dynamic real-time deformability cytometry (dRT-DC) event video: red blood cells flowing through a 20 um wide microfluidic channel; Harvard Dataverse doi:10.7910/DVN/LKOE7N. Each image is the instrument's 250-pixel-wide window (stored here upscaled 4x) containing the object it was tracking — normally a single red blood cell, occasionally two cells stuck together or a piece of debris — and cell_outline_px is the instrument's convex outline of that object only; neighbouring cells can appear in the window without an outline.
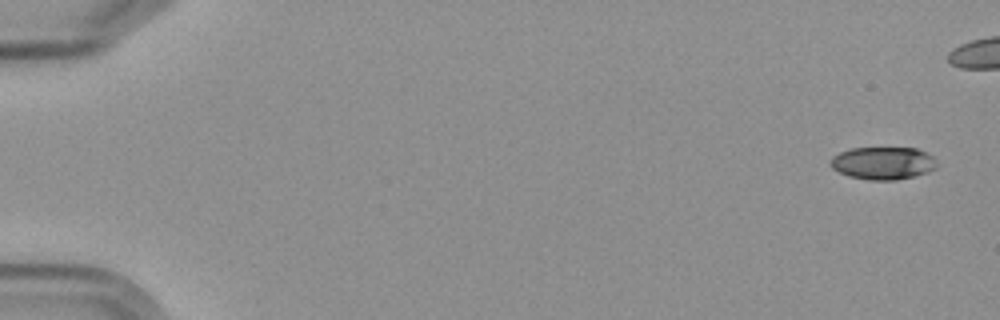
{"species": "Egyptian fruit bat (a non-hibernating species)", "species_latin": "Rousettus aegyptiacus", "temperature_condition": "cold", "stored_images_in_passage": 7, "camera_frame_rate_fps": 3000, "um_per_image_px": 0.085, "frame": {"image": 1, "passage_image": 1, "time_ms": 0.0, "image_size_px": [1000, 320], "cell_outline_px": [[936, 168], [928, 172], [896, 180], [868, 180], [848, 176], [832, 168], [832, 156], [840, 152], [852, 148], [916, 148], [932, 156], [936, 164]], "centroid_in_image_um": [75.05, 13.87], "position_along_channel_um": 10.0, "area_um2": 20.0}}
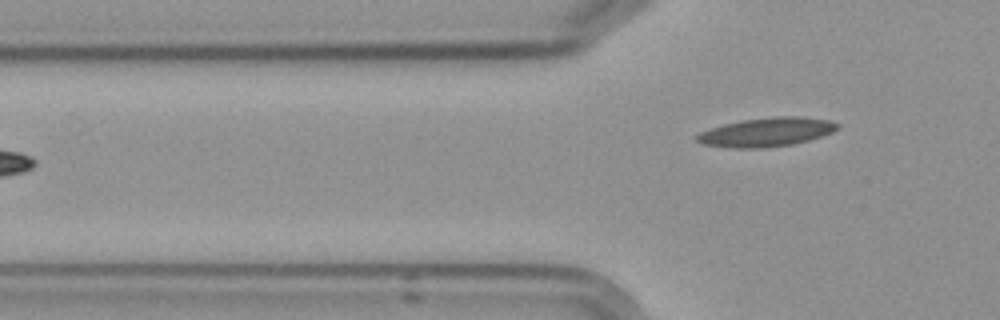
{"frame": {"image": 2, "passage_image": 7, "time_ms": 7.667, "image_size_px": [1000, 320], "cell_outline_px": [[840, 128], [832, 132], [808, 140], [792, 144], [768, 148], [728, 148], [700, 144], [692, 136], [700, 132], [724, 124], [740, 120], [776, 116], [804, 116], [828, 120], [840, 124]], "centroid_in_image_um": [65.12, 11.23], "position_along_channel_um": 60.7, "area_um2": 23.99}}